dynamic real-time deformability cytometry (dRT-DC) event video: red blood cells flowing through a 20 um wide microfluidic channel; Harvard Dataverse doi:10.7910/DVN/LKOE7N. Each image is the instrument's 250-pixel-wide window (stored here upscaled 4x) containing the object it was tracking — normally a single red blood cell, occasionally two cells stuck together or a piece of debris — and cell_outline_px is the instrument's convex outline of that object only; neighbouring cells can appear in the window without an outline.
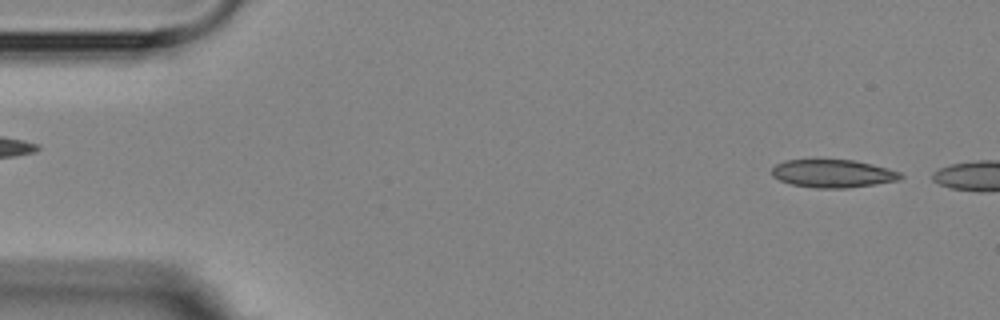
{"species": "Egyptian fruit bat (a non-hibernating species)", "species_latin": "Rousettus aegyptiacus", "temperature_condition": "room temperature", "stored_images_in_passage": 2, "camera_frame_rate_fps": 3000, "um_per_image_px": 0.085, "animal": {"sex": "female"}, "frame": {"image": 1, "passage_image": 1, "time_ms": 0.0, "image_size_px": [1000, 320], "cell_outline_px": [[904, 176], [900, 180], [876, 184], [848, 188], [816, 188], [792, 184], [780, 180], [772, 176], [772, 168], [776, 164], [784, 160], [816, 156], [852, 160], [872, 164], [888, 168], [900, 172]], "centroid_in_image_um": [70.76, 14.7], "position_along_channel_um": 14.2, "area_um2": 21.96}}